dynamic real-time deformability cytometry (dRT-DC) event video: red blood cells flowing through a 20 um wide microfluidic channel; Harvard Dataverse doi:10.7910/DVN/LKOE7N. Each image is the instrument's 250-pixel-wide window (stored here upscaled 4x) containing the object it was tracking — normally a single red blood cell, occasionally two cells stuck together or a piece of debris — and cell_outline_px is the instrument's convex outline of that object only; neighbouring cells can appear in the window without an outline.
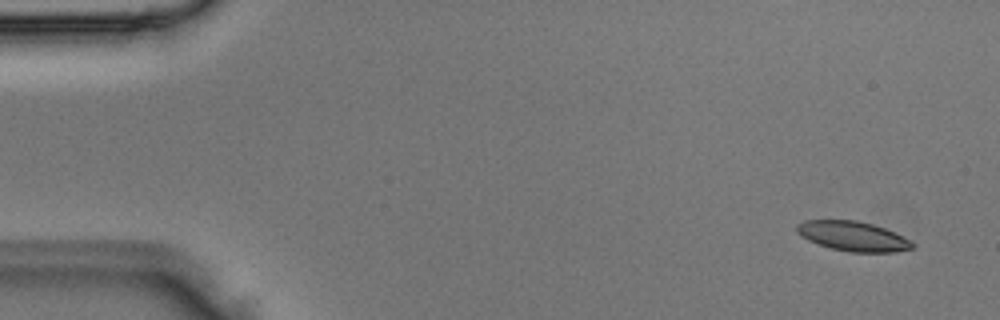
{"species": "Egyptian fruit bat (a non-hibernating species)", "species_latin": "Rousettus aegyptiacus", "temperature_condition": "room temperature", "stored_images_in_passage": 5, "segment_of_instrument_passage": [1, 2], "camera_frame_rate_fps": 3000, "um_per_image_px": 0.085, "animal": {"sex": "male"}, "frame": {"image": 1, "passage_image": 1, "time_ms": 0.0, "image_size_px": [1000, 320], "cell_outline_px": [[916, 244], [912, 248], [896, 252], [848, 252], [832, 248], [808, 240], [800, 236], [796, 232], [796, 224], [804, 220], [856, 220], [872, 224], [896, 232]], "centroid_in_image_um": [72.49, 20.07], "position_along_channel_um": 12.5, "area_um2": 20.06}}